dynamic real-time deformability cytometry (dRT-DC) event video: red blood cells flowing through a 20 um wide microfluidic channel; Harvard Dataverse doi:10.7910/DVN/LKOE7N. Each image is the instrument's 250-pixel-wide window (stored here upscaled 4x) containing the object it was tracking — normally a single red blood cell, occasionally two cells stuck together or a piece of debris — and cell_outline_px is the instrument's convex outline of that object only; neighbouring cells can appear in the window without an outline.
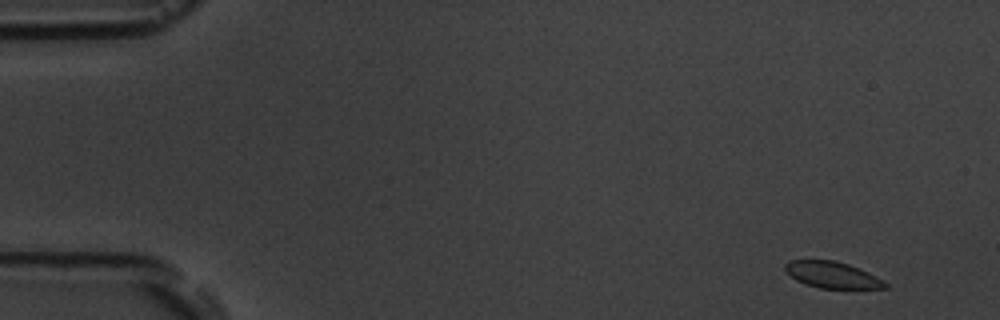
{"species": "common noctule bat (a hibernating species)", "species_latin": "Nyctalus noctula", "temperature_condition": "room temperature", "stored_images_in_passage": 5, "camera_frame_rate_fps": 3000, "um_per_image_px": 0.085, "animal": {"sex": "male", "body_mass_g": 19.5, "forearm_length_mm": 54.6}, "frame": {"image": 1, "passage_image": 1, "time_ms": 0.0, "image_size_px": [1000, 320], "cell_outline_px": [[888, 288], [820, 288], [796, 280], [784, 272], [784, 264], [788, 260], [836, 260], [848, 264], [868, 272], [884, 280], [888, 284]], "centroid_in_image_um": [70.72, 23.35], "position_along_channel_um": 14.3, "area_um2": 15.43}}